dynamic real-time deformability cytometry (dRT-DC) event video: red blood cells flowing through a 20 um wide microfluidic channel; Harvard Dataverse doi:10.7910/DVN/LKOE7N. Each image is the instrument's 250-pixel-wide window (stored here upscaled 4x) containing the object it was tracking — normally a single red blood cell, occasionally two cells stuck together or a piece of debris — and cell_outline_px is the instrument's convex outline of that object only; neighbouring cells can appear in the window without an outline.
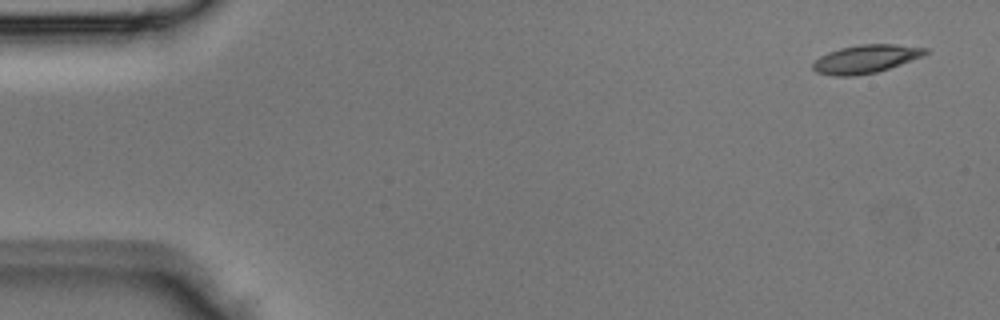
{"species": "Egyptian fruit bat (a non-hibernating species)", "species_latin": "Rousettus aegyptiacus", "temperature_condition": "room temperature", "stored_images_in_passage": 5, "camera_frame_rate_fps": 3000, "um_per_image_px": 0.085, "animal": {"sex": "male"}, "frame": {"image": 1, "passage_image": 1, "time_ms": 0.0, "image_size_px": [1000, 320], "cell_outline_px": [[928, 52], [924, 56], [876, 72], [856, 76], [832, 76], [816, 72], [812, 68], [812, 64], [820, 56], [828, 52], [840, 48], [860, 44], [896, 44], [928, 48]], "centroid_in_image_um": [73.58, 5.01], "position_along_channel_um": 11.4, "area_um2": 18.55}}
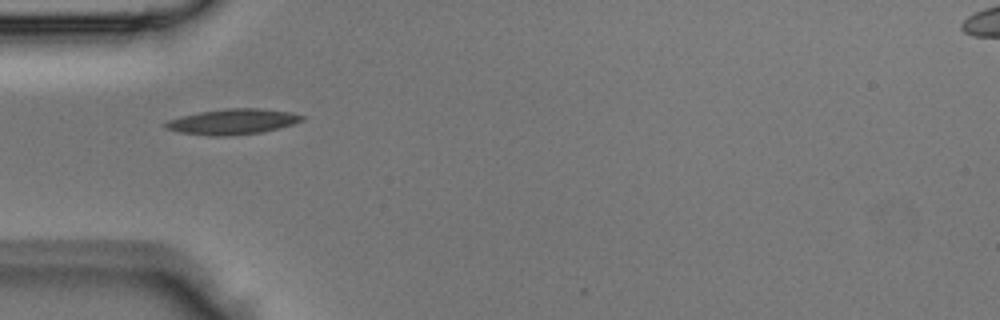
{"frame": {"image": 2, "passage_image": 4, "time_ms": 1.0, "image_size_px": [1000, 320], "cell_outline_px": [[304, 120], [292, 124], [260, 132], [228, 136], [208, 136], [180, 132], [164, 128], [164, 124], [168, 120], [180, 116], [200, 112], [228, 108], [260, 108], [292, 112], [304, 116]], "centroid_in_image_um": [19.75, 10.34], "position_along_channel_um": 65.2, "area_um2": 20.17}}
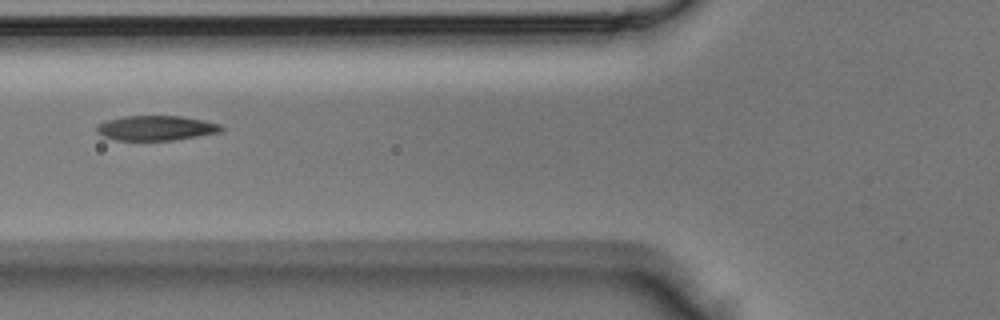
{"frame": {"image": 3, "passage_image": 5, "time_ms": 1.333, "image_size_px": [1000, 320], "cell_outline_px": [[224, 128], [220, 132], [172, 140], [116, 140], [104, 136], [96, 132], [96, 124], [108, 120], [124, 116], [180, 116], [220, 124]], "centroid_in_image_um": [13.22, 10.88], "position_along_channel_um": 112.6, "area_um2": 17.8}}